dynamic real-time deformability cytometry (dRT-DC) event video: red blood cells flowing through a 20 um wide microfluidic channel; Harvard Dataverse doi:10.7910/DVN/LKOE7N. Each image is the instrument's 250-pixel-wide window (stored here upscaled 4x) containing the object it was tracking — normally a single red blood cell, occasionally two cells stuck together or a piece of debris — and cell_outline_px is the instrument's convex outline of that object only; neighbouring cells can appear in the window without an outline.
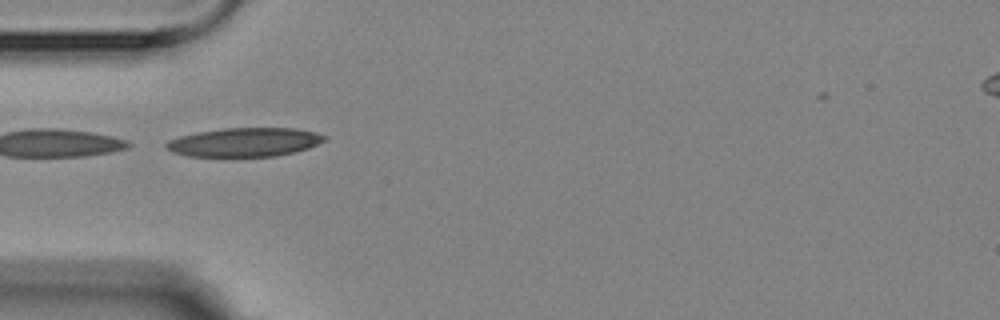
{"species": "Egyptian fruit bat (a non-hibernating species)", "species_latin": "Rousettus aegyptiacus", "temperature_condition": "room temperature", "stored_images_in_passage": 8, "camera_frame_rate_fps": 3000, "um_per_image_px": 0.085, "animal": {"sex": "female"}, "frame": {"image": 1, "passage_image": 7, "time_ms": 7.333, "image_size_px": [1000, 320], "cell_outline_px": [[328, 136], [324, 140], [308, 148], [296, 152], [276, 156], [232, 160], [188, 156], [172, 152], [164, 144], [168, 140], [180, 136], [196, 132], [224, 128], [296, 128], [316, 132]], "centroid_in_image_um": [20.75, 12.14], "position_along_channel_um": 64.3, "area_um2": 27.86}}
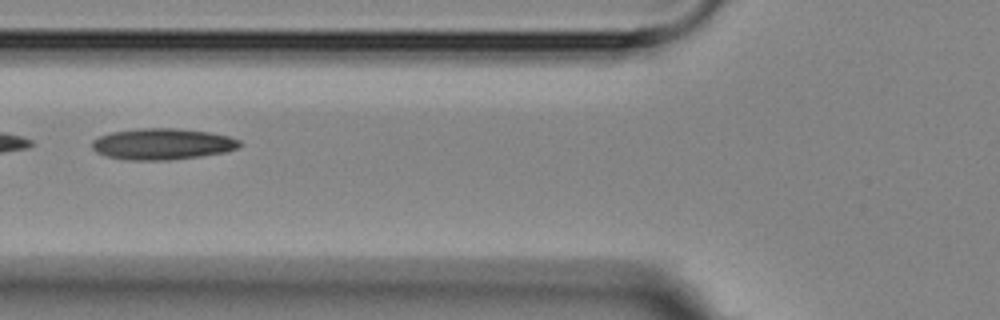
{"frame": {"image": 2, "passage_image": 8, "time_ms": 8.667, "image_size_px": [1000, 320], "cell_outline_px": [[244, 144], [236, 148], [224, 152], [200, 156], [168, 160], [128, 160], [108, 156], [96, 152], [92, 148], [92, 140], [100, 136], [112, 132], [140, 128], [176, 128], [212, 132], [228, 136], [240, 140]], "centroid_in_image_um": [13.82, 12.23], "position_along_channel_um": 112.0, "area_um2": 26.88}}